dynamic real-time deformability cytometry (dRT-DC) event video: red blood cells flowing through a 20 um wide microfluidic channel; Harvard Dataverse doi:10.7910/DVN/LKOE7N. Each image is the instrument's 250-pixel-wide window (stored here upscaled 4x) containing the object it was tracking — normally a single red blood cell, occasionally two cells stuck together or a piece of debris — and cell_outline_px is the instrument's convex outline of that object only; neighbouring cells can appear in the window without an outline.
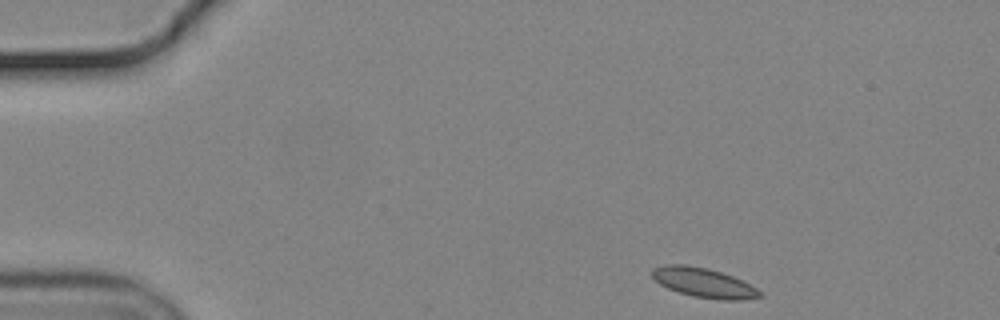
{"species": "common noctule bat (a hibernating species)", "species_latin": "Nyctalus noctula", "temperature_condition": "cold", "stored_images_in_passage": 49, "camera_frame_rate_fps": 3000, "um_per_image_px": 0.085, "animal": {"sex": "male", "body_mass_g": 19.2, "forearm_length_mm": 51.8}, "frame": {"image": 1, "passage_image": 1, "time_ms": 0.0, "image_size_px": [1000, 320], "cell_outline_px": [[764, 296], [740, 300], [720, 300], [692, 296], [668, 288], [660, 284], [652, 276], [652, 268], [668, 264], [684, 264], [708, 268], [732, 276], [764, 292]], "centroid_in_image_um": [59.83, 24.03], "position_along_channel_um": 25.2, "area_um2": 18.44}}
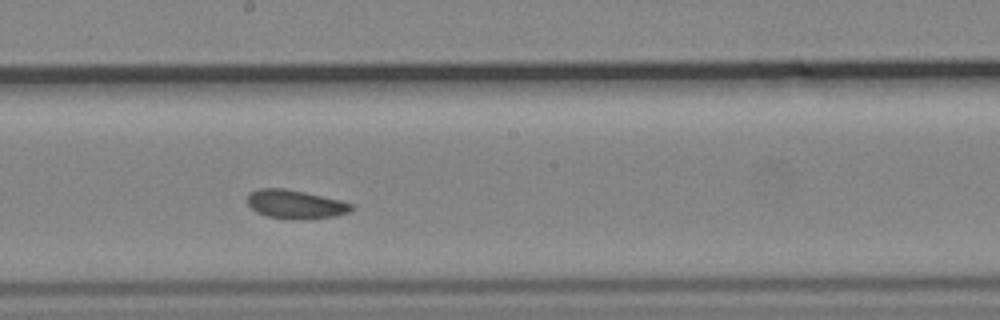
{"frame": {"image": 2, "passage_image": 24, "time_ms": 7.667, "image_size_px": [1000, 320], "cell_outline_px": [[356, 208], [348, 212], [336, 216], [292, 220], [288, 220], [268, 216], [256, 212], [248, 204], [248, 192], [260, 188], [284, 188], [304, 192], [340, 200], [352, 204]], "centroid_in_image_um": [25.1, 17.37], "position_along_channel_um": 223.1, "area_um2": 17.46}}
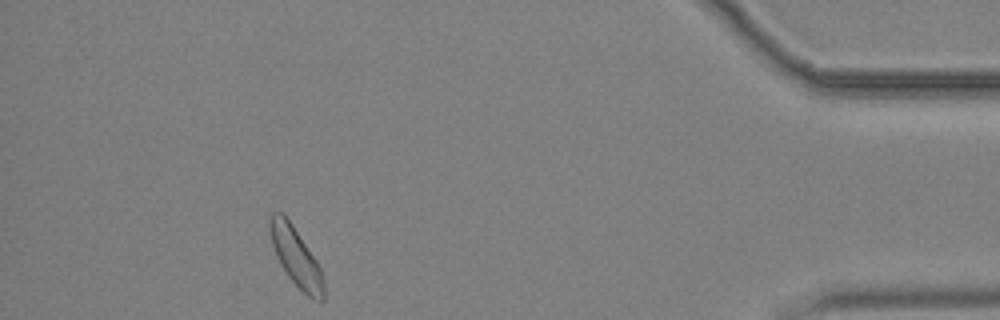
{"frame": {"image": 3, "passage_image": 44, "time_ms": 14.333, "image_size_px": [1000, 320], "cell_outline_px": [[324, 300], [312, 300], [288, 276], [280, 264], [276, 256], [272, 244], [268, 224], [272, 212], [284, 212], [316, 260], [320, 268], [324, 280]], "centroid_in_image_um": [25.15, 21.82], "position_along_channel_um": 410.1, "area_um2": 18.26}, "authors_computed_cell_mechanics": {"area_um2": 17.8602, "velocity_mm_per_s": 3.6388, "shape_relaxation_time_tau1_ms": 3.4085, "shape_relaxation_time_tau2_ms": 2.4182, "deformation_change_tau1": 0.0787, "deformation_change_tau2": 0.08}}